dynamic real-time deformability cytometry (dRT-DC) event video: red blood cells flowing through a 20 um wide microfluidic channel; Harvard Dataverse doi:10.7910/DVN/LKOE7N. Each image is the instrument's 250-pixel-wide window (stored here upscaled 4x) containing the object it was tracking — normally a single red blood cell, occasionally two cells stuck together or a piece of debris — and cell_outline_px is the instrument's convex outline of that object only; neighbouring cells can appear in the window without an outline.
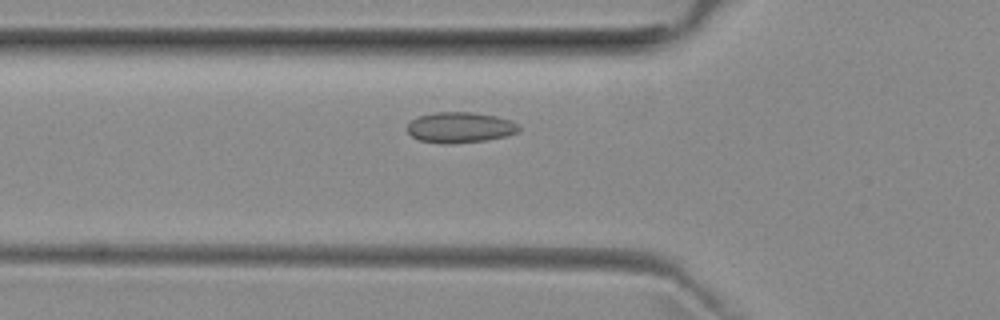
{"species": "common noctule bat (a hibernating species)", "species_latin": "Nyctalus noctula", "temperature_condition": "room temperature", "stored_images_in_passage": 42, "camera_frame_rate_fps": 3000, "um_per_image_px": 0.085, "animal": {"sex": "female", "body_mass_g": 29.2, "forearm_length_mm": 56.3}, "frame": {"image": 1, "passage_image": 13, "time_ms": 4.0, "image_size_px": [1000, 320], "cell_outline_px": [[520, 132], [504, 136], [484, 140], [452, 144], [440, 144], [420, 140], [412, 136], [404, 128], [412, 120], [420, 116], [432, 112], [472, 112], [496, 116], [512, 120], [520, 124]], "centroid_in_image_um": [39.11, 10.83], "position_along_channel_um": 86.7, "area_um2": 20.17}}
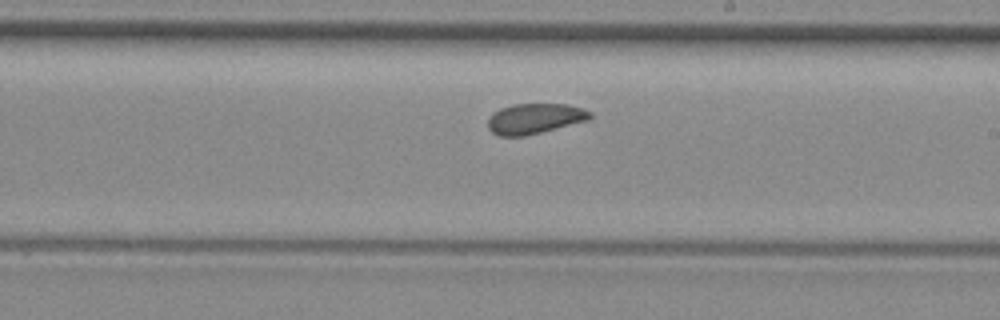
{"frame": {"image": 2, "passage_image": 25, "time_ms": 8.0, "image_size_px": [1000, 320], "cell_outline_px": [[592, 116], [588, 120], [524, 136], [500, 136], [492, 132], [488, 128], [488, 120], [492, 112], [500, 108], [512, 104], [568, 104], [584, 108], [592, 112]], "centroid_in_image_um": [45.44, 10.06], "position_along_channel_um": 243.6, "area_um2": 18.09}}
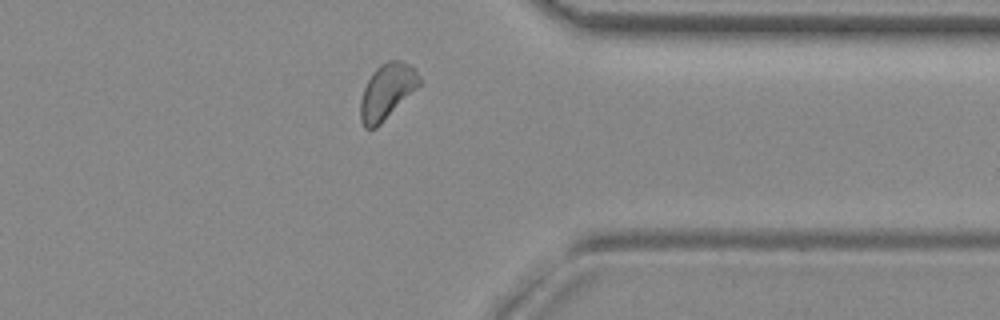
{"frame": {"image": 3, "passage_image": 36, "time_ms": 11.667, "image_size_px": [1000, 320], "cell_outline_px": [[420, 84], [376, 128], [364, 128], [360, 120], [360, 100], [364, 88], [372, 72], [380, 64], [388, 60], [400, 60], [412, 64], [416, 68], [420, 76]], "centroid_in_image_um": [32.88, 7.73], "position_along_channel_um": 378.5, "area_um2": 18.96}}